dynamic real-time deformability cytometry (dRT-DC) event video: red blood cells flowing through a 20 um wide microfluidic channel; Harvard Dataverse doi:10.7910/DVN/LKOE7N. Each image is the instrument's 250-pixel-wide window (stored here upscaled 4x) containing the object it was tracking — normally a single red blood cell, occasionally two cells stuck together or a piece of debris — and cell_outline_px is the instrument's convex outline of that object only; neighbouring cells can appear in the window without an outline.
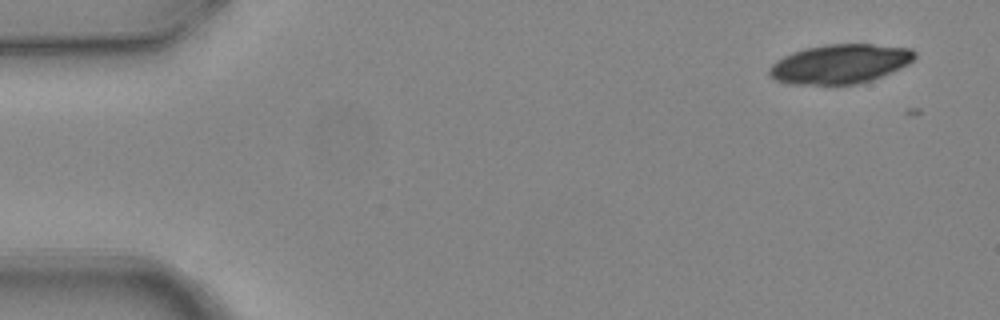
{"species": "common noctule bat (a hibernating species)", "species_latin": "Nyctalus noctula", "temperature_condition": "warm", "stored_images_in_passage": 6, "camera_frame_rate_fps": 3000, "um_per_image_px": 0.085, "animal": {"sex": "female", "body_mass_g": 24.6, "forearm_length_mm": 56.2}, "frame": {"image": 1, "passage_image": 1, "time_ms": 0.0, "image_size_px": [1000, 320], "cell_outline_px": [[916, 56], [908, 64], [900, 68], [872, 80], [856, 84], [796, 84], [776, 80], [768, 72], [768, 68], [776, 60], [792, 52], [804, 48], [824, 44], [872, 44], [912, 48], [916, 52]], "centroid_in_image_um": [71.41, 5.41], "position_along_channel_um": 13.6, "area_um2": 33.23}}